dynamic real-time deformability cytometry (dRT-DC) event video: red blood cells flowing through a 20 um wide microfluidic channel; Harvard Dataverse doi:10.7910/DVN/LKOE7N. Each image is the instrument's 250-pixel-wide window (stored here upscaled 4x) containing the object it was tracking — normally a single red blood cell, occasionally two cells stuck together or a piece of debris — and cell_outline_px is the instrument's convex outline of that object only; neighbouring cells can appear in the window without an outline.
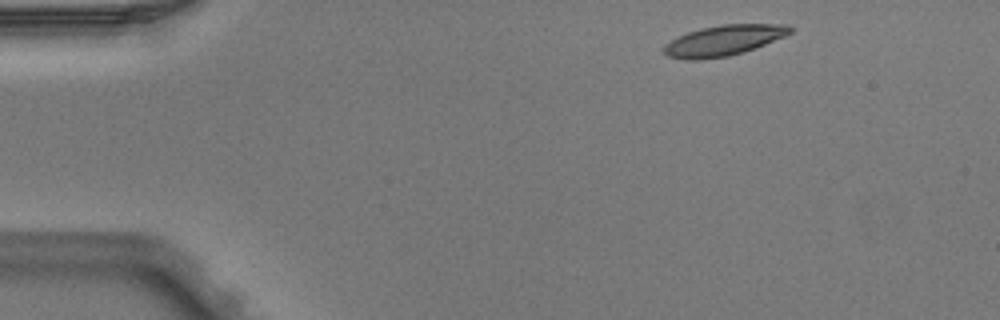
{"species": "Egyptian fruit bat (a non-hibernating species)", "species_latin": "Rousettus aegyptiacus", "temperature_condition": "warm", "stored_images_in_passage": 3, "camera_frame_rate_fps": 3000, "um_per_image_px": 0.085, "animal": {"sex": "male"}, "frame": {"image": 1, "passage_image": 1, "time_ms": 0.0, "image_size_px": [1000, 320], "cell_outline_px": [[796, 28], [792, 32], [784, 36], [756, 48], [744, 52], [728, 56], [696, 60], [688, 60], [668, 56], [664, 52], [664, 44], [688, 32], [700, 28], [720, 24], [788, 24]], "centroid_in_image_um": [61.56, 3.43], "position_along_channel_um": 23.4, "area_um2": 22.48}}
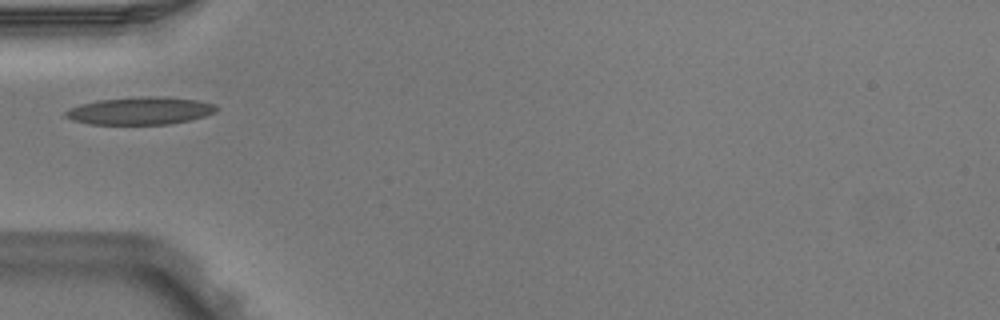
{"frame": {"image": 2, "passage_image": 3, "time_ms": 0.667, "image_size_px": [1000, 320], "cell_outline_px": [[220, 108], [216, 112], [204, 116], [172, 124], [92, 124], [72, 120], [64, 116], [64, 112], [68, 108], [80, 104], [100, 100], [144, 96], [156, 96], [196, 100], [216, 104]], "centroid_in_image_um": [11.92, 9.42], "position_along_channel_um": 73.1, "area_um2": 24.22}}